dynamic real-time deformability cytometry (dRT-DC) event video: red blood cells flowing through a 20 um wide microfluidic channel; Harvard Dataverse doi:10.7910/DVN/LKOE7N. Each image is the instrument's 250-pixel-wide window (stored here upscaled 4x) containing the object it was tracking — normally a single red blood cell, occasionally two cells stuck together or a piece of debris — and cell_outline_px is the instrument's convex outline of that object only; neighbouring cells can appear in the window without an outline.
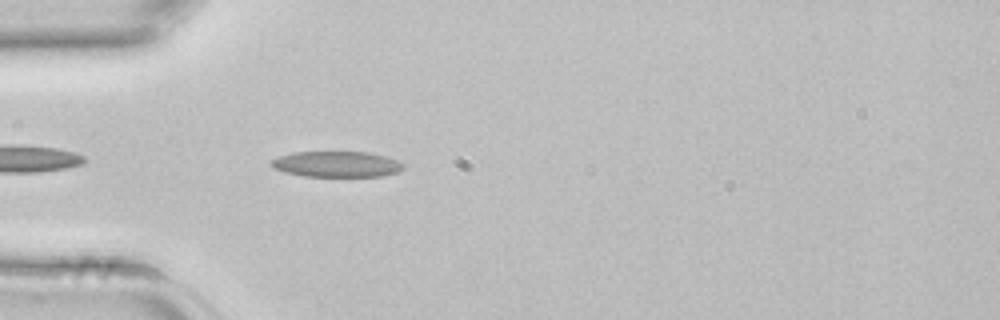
{"species": "common noctule bat (a hibernating species)", "species_latin": "Nyctalus noctula", "temperature_condition": "room temperature", "stored_images_in_passage": 4, "segment_of_instrument_passage": [1, 2], "camera_frame_rate_fps": 3000, "um_per_image_px": 0.085, "animal": {"sex": "female", "body_mass_g": 22.7, "forearm_length_mm": 54.2}, "frame": {"image": 1, "passage_image": 3, "time_ms": 0.667, "image_size_px": [1000, 320], "cell_outline_px": [[404, 168], [396, 172], [380, 176], [304, 176], [284, 172], [268, 164], [268, 160], [292, 152], [368, 152], [384, 156], [396, 160], [404, 164]], "centroid_in_image_um": [28.56, 13.95], "position_along_channel_um": 56.4, "area_um2": 19.77}}